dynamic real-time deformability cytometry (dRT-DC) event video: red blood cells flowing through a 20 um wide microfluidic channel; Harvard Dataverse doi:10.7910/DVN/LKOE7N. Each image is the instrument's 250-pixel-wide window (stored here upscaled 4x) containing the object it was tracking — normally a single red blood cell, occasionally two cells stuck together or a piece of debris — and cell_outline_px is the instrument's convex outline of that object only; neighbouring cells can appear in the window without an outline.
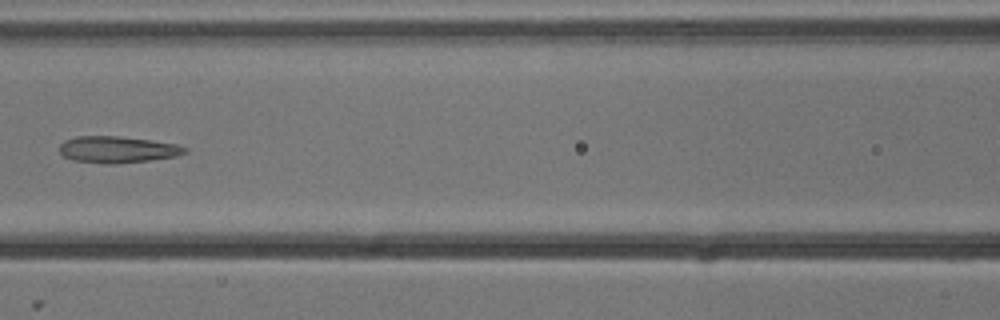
{"species": "common noctule bat (a hibernating species)", "species_latin": "Nyctalus noctula", "temperature_condition": "cold", "stored_images_in_passage": 10, "camera_frame_rate_fps": 3000, "um_per_image_px": 0.085, "animal": {"sex": "male", "body_mass_g": 13.3}, "frame": {"image": 1, "passage_image": 7, "time_ms": 2.0, "image_size_px": [1000, 320], "cell_outline_px": [[188, 152], [176, 156], [148, 160], [116, 164], [108, 164], [72, 160], [64, 156], [60, 152], [60, 144], [64, 140], [76, 136], [116, 136], [148, 140], [176, 144], [188, 148]], "centroid_in_image_um": [9.96, 12.71], "position_along_channel_um": 156.6, "area_um2": 19.31}}
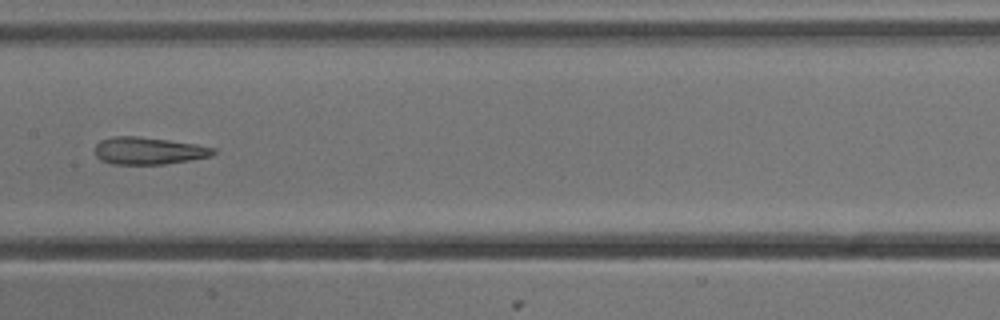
{"frame": {"image": 2, "passage_image": 8, "time_ms": 2.333, "image_size_px": [1000, 320], "cell_outline_px": [[216, 152], [212, 156], [164, 164], [112, 164], [100, 160], [96, 156], [96, 144], [100, 140], [112, 136], [140, 136], [196, 144], [216, 148]], "centroid_in_image_um": [12.62, 12.81], "position_along_channel_um": 194.8, "area_um2": 18.84}}
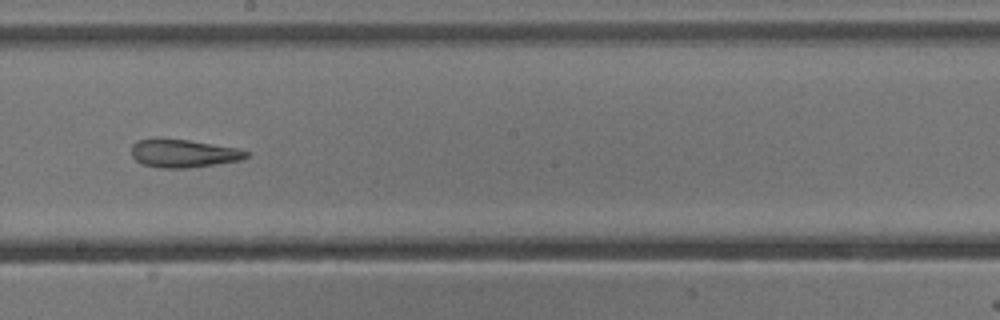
{"frame": {"image": 3, "passage_image": 9, "time_ms": 2.667, "image_size_px": [1000, 320], "cell_outline_px": [[252, 152], [248, 156], [240, 160], [216, 164], [188, 168], [160, 168], [140, 164], [132, 156], [132, 144], [136, 140], [156, 136], [160, 136], [188, 140], [240, 148]], "centroid_in_image_um": [15.56, 13.0], "position_along_channel_um": 232.6, "area_um2": 19.48}}